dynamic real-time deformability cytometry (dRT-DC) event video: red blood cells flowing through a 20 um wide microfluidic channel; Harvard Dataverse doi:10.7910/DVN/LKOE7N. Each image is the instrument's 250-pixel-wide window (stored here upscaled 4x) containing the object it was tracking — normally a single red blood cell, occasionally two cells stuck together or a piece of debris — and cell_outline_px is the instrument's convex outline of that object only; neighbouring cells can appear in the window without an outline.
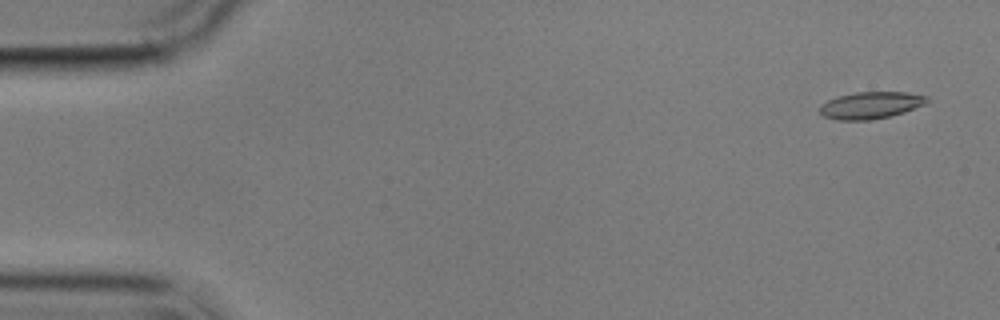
{"species": "common noctule bat (a hibernating species)", "species_latin": "Nyctalus noctula", "temperature_condition": "cold", "stored_images_in_passage": 5, "camera_frame_rate_fps": 3000, "um_per_image_px": 0.085, "animal": {"sex": "male", "body_mass_g": 17.9}, "frame": {"image": 1, "passage_image": 1, "time_ms": 0.0, "image_size_px": [1000, 320], "cell_outline_px": [[932, 100], [924, 104], [904, 112], [872, 120], [840, 120], [824, 116], [820, 112], [820, 104], [828, 100], [840, 96], [856, 92], [908, 92], [928, 96]], "centroid_in_image_um": [74.05, 8.94], "position_along_channel_um": 11.0, "area_um2": 16.76}}
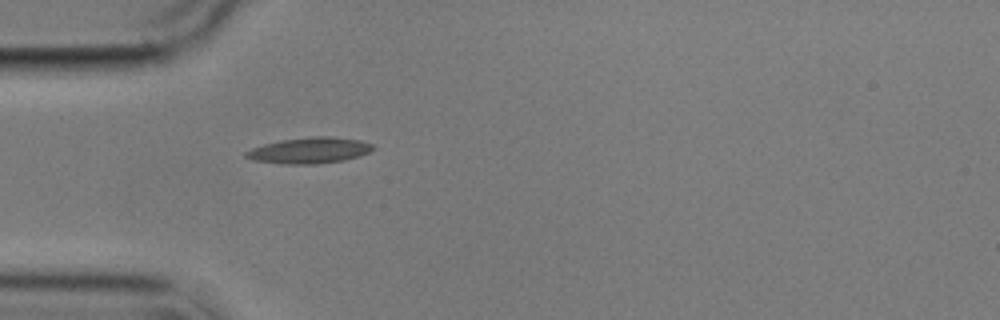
{"frame": {"image": 2, "passage_image": 5, "time_ms": 4.667, "image_size_px": [1000, 320], "cell_outline_px": [[376, 148], [360, 156], [344, 160], [316, 164], [280, 164], [252, 160], [244, 156], [244, 152], [252, 148], [264, 144], [280, 140], [312, 136], [328, 136], [360, 140], [372, 144]], "centroid_in_image_um": [26.29, 12.79], "position_along_channel_um": 58.7, "area_um2": 19.36}}